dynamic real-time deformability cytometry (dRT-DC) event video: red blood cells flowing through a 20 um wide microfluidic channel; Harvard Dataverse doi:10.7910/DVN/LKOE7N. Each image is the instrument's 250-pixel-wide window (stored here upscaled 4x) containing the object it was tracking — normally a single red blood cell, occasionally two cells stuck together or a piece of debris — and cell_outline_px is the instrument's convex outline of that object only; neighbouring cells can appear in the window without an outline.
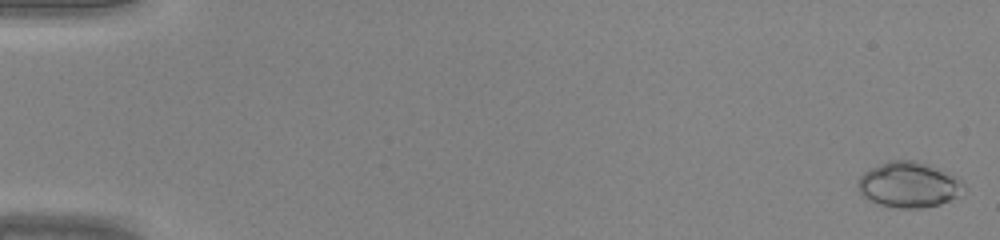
{"species": "common noctule bat (a hibernating species)", "species_latin": "Nyctalus noctula", "temperature_condition": "warm", "stored_images_in_passage": 46, "camera_frame_rate_fps": 3000, "um_per_image_px": 0.085, "animal": {"sex": "male", "body_mass_g": 20.0, "forearm_length_mm": 53.3}, "frame": {"image": 1, "passage_image": 1, "time_ms": 0.0, "image_size_px": [1000, 240], "cell_outline_px": [[964, 188], [956, 196], [940, 204], [920, 208], [896, 208], [880, 204], [868, 200], [860, 192], [856, 184], [860, 176], [868, 168], [888, 160], [916, 160], [928, 164], [956, 176], [964, 184]], "centroid_in_image_um": [77.2, 15.68], "position_along_channel_um": 7.8, "area_um2": 28.09}}
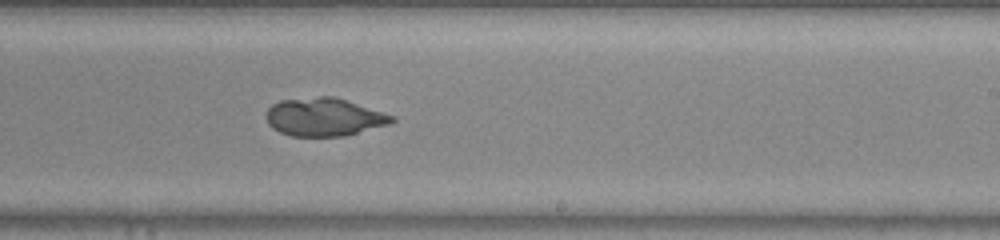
{"frame": {"image": 2, "passage_image": 29, "time_ms": 9.333, "image_size_px": [1000, 240], "cell_outline_px": [[396, 120], [388, 124], [344, 136], [292, 136], [280, 132], [272, 128], [268, 124], [268, 108], [272, 104], [280, 100], [320, 96], [336, 96], [396, 116]], "centroid_in_image_um": [27.57, 9.93], "position_along_channel_um": 261.4, "area_um2": 27.92}}
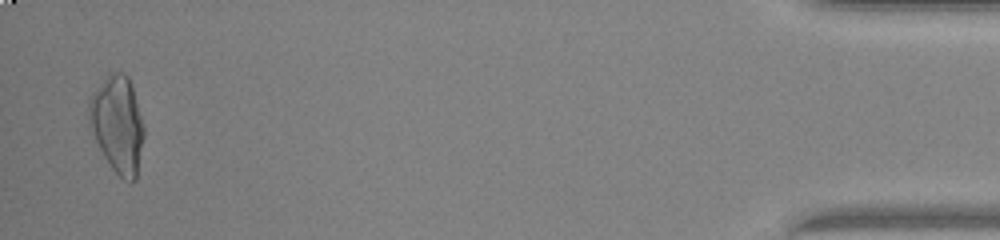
{"frame": {"image": 3, "passage_image": 45, "time_ms": 14.667, "image_size_px": [1000, 240], "cell_outline_px": [[144, 136], [136, 180], [132, 184], [124, 180], [112, 168], [104, 156], [88, 124], [88, 100], [92, 92], [108, 72], [124, 72], [128, 76], [132, 88], [144, 128]], "centroid_in_image_um": [9.97, 10.55], "position_along_channel_um": 425.2, "area_um2": 31.1}}